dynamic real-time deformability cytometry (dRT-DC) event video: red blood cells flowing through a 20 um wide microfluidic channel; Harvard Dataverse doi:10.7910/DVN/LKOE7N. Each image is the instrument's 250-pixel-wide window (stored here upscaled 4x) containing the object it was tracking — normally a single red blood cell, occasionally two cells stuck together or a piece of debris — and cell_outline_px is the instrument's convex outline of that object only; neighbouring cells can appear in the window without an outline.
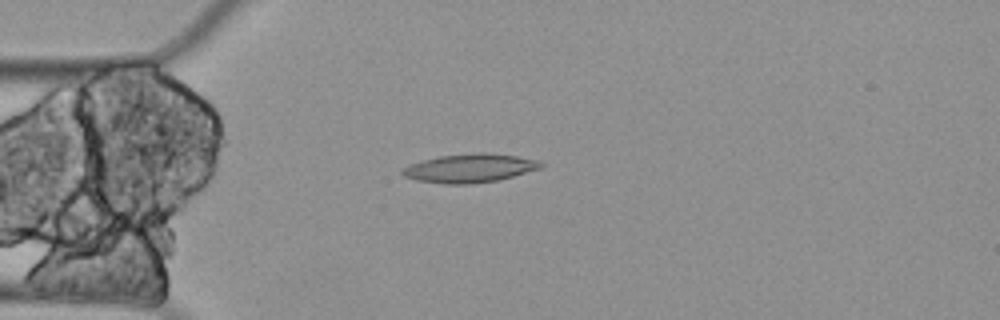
{"species": "Egyptian fruit bat (a non-hibernating species)", "species_latin": "Rousettus aegyptiacus", "temperature_condition": "cold", "stored_images_in_passage": 10, "camera_frame_rate_fps": 3000, "um_per_image_px": 0.085, "animal": {"sex": "female"}, "frame": {"image": 1, "passage_image": 3, "time_ms": 0.667, "image_size_px": [1000, 320], "cell_outline_px": [[544, 164], [540, 168], [512, 176], [496, 180], [468, 184], [444, 184], [416, 180], [404, 176], [400, 172], [400, 168], [408, 164], [420, 160], [440, 156], [480, 152], [488, 152], [516, 156], [540, 160]], "centroid_in_image_um": [39.87, 14.28], "position_along_channel_um": 45.1, "area_um2": 23.18}}
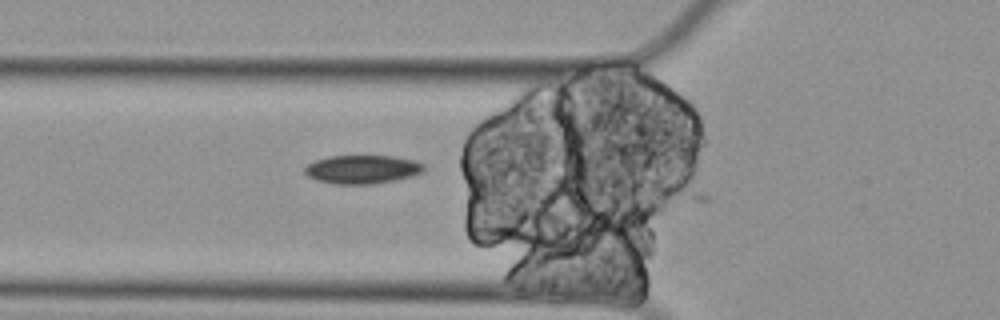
{"frame": {"image": 2, "passage_image": 8, "time_ms": 2.333, "image_size_px": [1000, 320], "cell_outline_px": [[424, 172], [412, 176], [396, 180], [376, 184], [332, 184], [316, 180], [308, 176], [304, 172], [304, 168], [308, 164], [316, 160], [328, 156], [392, 156], [416, 160], [424, 164]], "centroid_in_image_um": [30.81, 14.4], "position_along_channel_um": 95.0, "area_um2": 20.06}}